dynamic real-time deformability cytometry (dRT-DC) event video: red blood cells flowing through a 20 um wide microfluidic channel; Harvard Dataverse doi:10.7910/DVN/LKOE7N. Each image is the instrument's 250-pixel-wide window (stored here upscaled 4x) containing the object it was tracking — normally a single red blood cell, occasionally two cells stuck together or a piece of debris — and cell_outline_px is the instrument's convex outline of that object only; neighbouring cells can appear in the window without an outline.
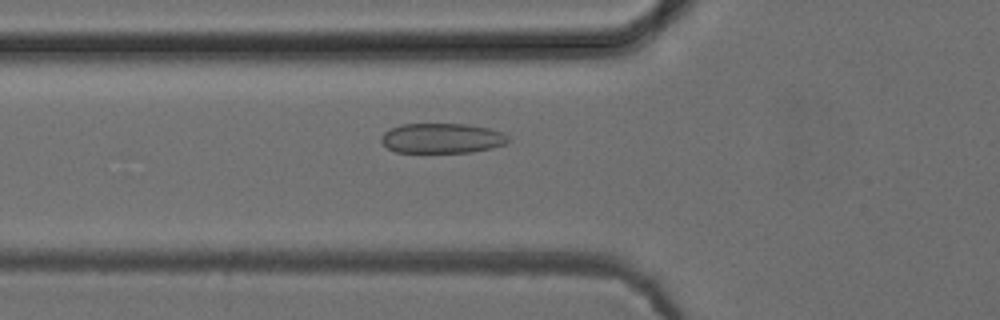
{"species": "common noctule bat (a hibernating species)", "species_latin": "Nyctalus noctula", "temperature_condition": "cold", "stored_images_in_passage": 37, "camera_frame_rate_fps": 3000, "um_per_image_px": 0.085, "animal": {"sex": "female", "body_mass_g": 24.6, "forearm_length_mm": 56.2}, "frame": {"image": 1, "passage_image": 5, "time_ms": 1.333, "image_size_px": [1000, 320], "cell_outline_px": [[508, 140], [504, 144], [492, 148], [472, 152], [396, 152], [388, 148], [380, 140], [380, 136], [384, 132], [400, 124], [464, 124], [488, 128], [500, 132], [508, 136]], "centroid_in_image_um": [37.53, 11.75], "position_along_channel_um": 88.3, "area_um2": 22.02}}
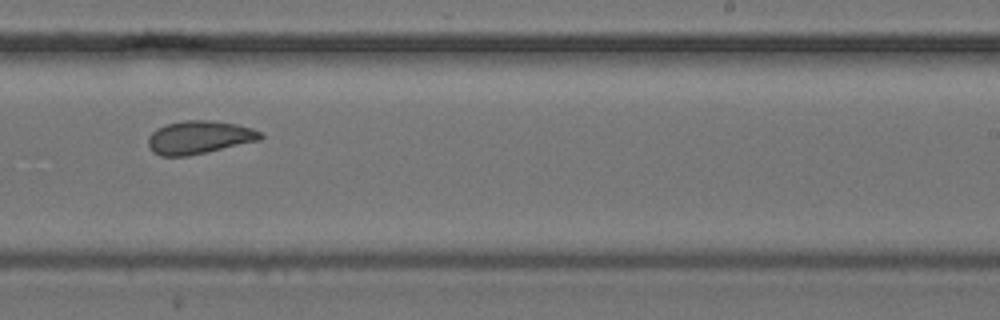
{"frame": {"image": 2, "passage_image": 19, "time_ms": 6.0, "image_size_px": [1000, 320], "cell_outline_px": [[264, 136], [260, 140], [188, 156], [160, 156], [152, 152], [148, 144], [148, 136], [156, 128], [168, 124], [184, 120], [208, 120], [236, 124], [252, 128], [260, 132]], "centroid_in_image_um": [16.91, 11.68], "position_along_channel_um": 272.1, "area_um2": 21.62}}
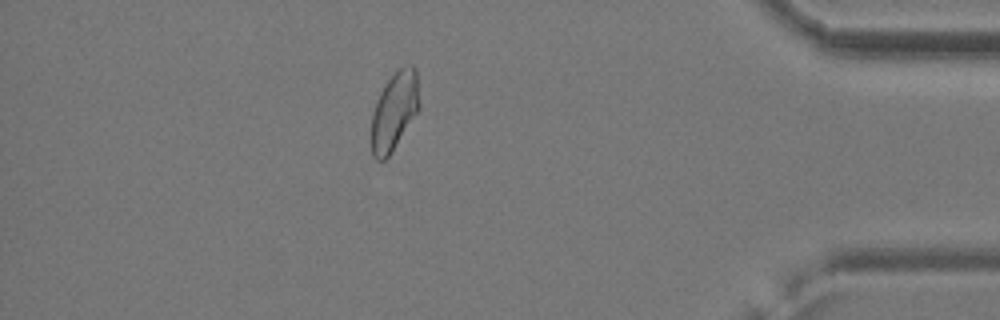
{"frame": {"image": 3, "passage_image": 32, "time_ms": 10.333, "image_size_px": [1000, 320], "cell_outline_px": [[420, 108], [388, 156], [384, 160], [376, 160], [372, 156], [372, 116], [380, 92], [384, 84], [400, 68], [408, 64], [412, 64], [416, 68], [420, 104]], "centroid_in_image_um": [33.54, 9.41], "position_along_channel_um": 401.7, "area_um2": 21.5}}